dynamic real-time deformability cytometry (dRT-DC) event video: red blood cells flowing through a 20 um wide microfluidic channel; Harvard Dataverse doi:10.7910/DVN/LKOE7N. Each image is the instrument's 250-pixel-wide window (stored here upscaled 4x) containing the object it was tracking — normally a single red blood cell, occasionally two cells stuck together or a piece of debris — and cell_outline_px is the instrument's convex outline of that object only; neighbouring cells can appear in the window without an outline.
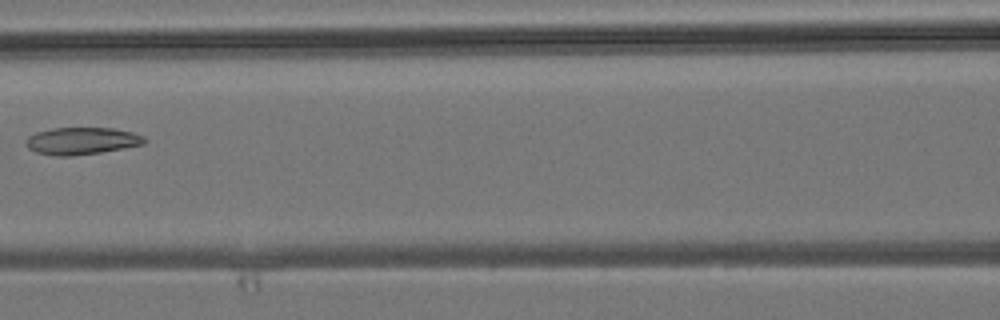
{"species": "common noctule bat (a hibernating species)", "species_latin": "Nyctalus noctula", "temperature_condition": "room temperature", "stored_images_in_passage": 5, "camera_frame_rate_fps": 3000, "um_per_image_px": 0.085, "animal": {"sex": "male", "body_mass_g": 19.2, "forearm_length_mm": 51.8}, "frame": {"image": 1, "passage_image": 4, "time_ms": 3.667, "image_size_px": [1000, 320], "cell_outline_px": [[148, 140], [144, 144], [100, 152], [72, 156], [52, 156], [36, 152], [28, 148], [24, 144], [24, 140], [28, 136], [36, 132], [52, 128], [112, 128], [132, 132], [144, 136]], "centroid_in_image_um": [6.91, 11.98], "position_along_channel_um": 159.7, "area_um2": 18.9}}
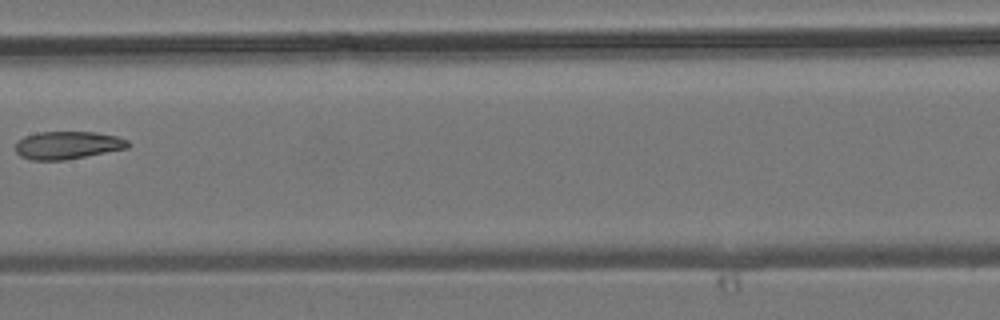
{"frame": {"image": 2, "passage_image": 5, "time_ms": 4.667, "image_size_px": [1000, 320], "cell_outline_px": [[128, 148], [64, 160], [32, 160], [20, 156], [16, 152], [16, 144], [24, 136], [36, 132], [96, 132], [116, 136], [128, 140]], "centroid_in_image_um": [5.73, 12.34], "position_along_channel_um": 201.7, "area_um2": 18.09}}